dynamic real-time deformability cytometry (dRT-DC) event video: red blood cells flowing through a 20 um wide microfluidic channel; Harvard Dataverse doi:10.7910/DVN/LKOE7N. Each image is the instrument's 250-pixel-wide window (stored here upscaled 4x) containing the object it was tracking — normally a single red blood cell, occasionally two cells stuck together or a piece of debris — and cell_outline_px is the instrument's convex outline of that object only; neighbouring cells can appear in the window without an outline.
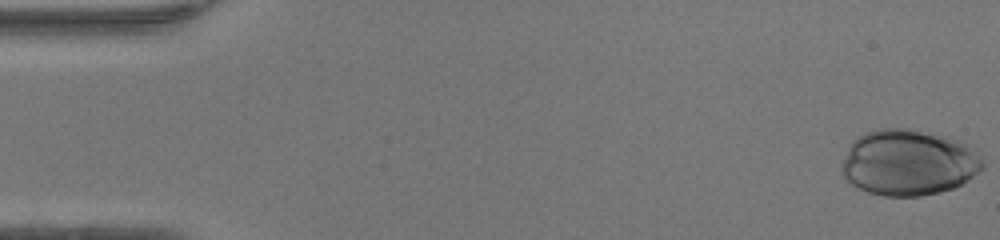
{"species": "human", "species_latin": "Homo sapiens", "temperature_condition": "warm", "stored_images_in_passage": 40, "camera_frame_rate_fps": 3000, "um_per_image_px": 0.085, "donor": {"sex": "female"}, "frame": {"image": 1, "passage_image": 1, "time_ms": 0.0, "image_size_px": [1000, 240], "cell_outline_px": [[984, 168], [980, 172], [968, 180], [952, 188], [940, 192], [920, 196], [884, 196], [868, 192], [852, 184], [840, 172], [840, 164], [852, 140], [856, 136], [864, 132], [880, 128], [908, 128], [936, 132], [972, 144], [976, 148], [984, 164]], "centroid_in_image_um": [77.25, 13.78], "position_along_channel_um": 7.7, "area_um2": 55.26}}
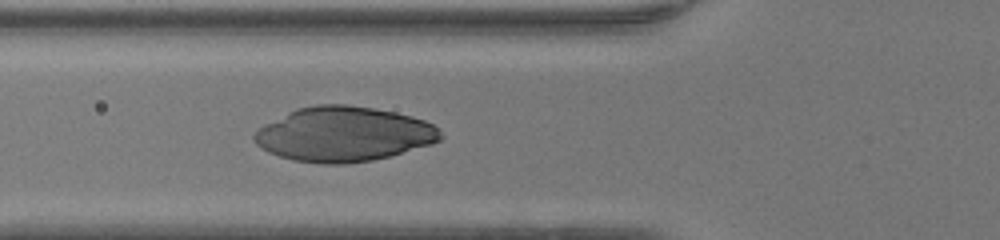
{"frame": {"image": 2, "passage_image": 18, "time_ms": 5.667, "image_size_px": [1000, 240], "cell_outline_px": [[444, 136], [440, 140], [432, 144], [388, 156], [372, 160], [344, 164], [324, 164], [292, 160], [268, 152], [256, 144], [252, 136], [264, 124], [296, 108], [316, 104], [348, 104], [396, 112], [412, 116], [424, 120], [440, 128]], "centroid_in_image_um": [29.22, 11.4], "position_along_channel_um": 96.6, "area_um2": 59.53}}
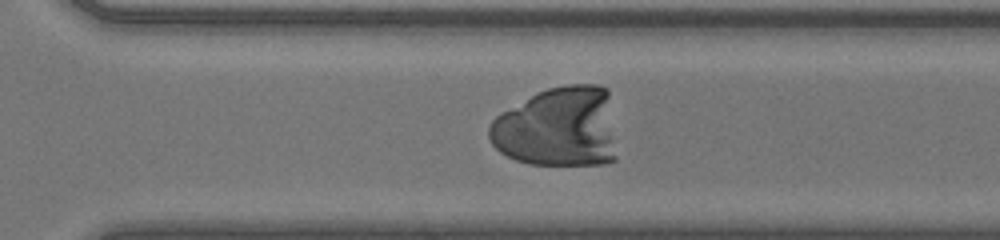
{"frame": {"image": 3, "passage_image": 34, "time_ms": 11.0, "image_size_px": [1000, 240], "cell_outline_px": [[616, 160], [604, 164], [528, 164], [516, 160], [500, 152], [492, 144], [488, 136], [488, 128], [492, 120], [500, 112], [536, 92], [548, 88], [564, 84], [600, 84], [608, 88], [616, 156]], "centroid_in_image_um": [47.41, 10.79], "position_along_channel_um": 323.2, "area_um2": 60.34}}